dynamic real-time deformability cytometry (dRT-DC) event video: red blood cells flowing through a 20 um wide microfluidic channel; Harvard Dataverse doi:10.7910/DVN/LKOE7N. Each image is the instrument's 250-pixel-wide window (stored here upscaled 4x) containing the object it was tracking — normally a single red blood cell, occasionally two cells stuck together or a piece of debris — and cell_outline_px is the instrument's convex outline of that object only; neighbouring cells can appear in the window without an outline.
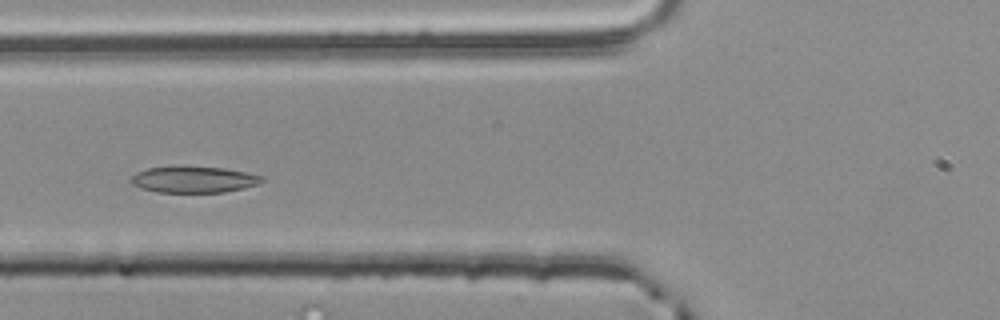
{"species": "common noctule bat (a hibernating species)", "species_latin": "Nyctalus noctula", "temperature_condition": "room temperature", "stored_images_in_passage": 49, "camera_frame_rate_fps": 3000, "um_per_image_px": 0.085, "animal": {"sex": "male", "body_mass_g": 20.4}, "frame": {"image": 1, "passage_image": 15, "time_ms": 4.667, "image_size_px": [1000, 320], "cell_outline_px": [[264, 180], [260, 184], [244, 188], [224, 192], [156, 192], [140, 188], [132, 184], [128, 180], [136, 172], [148, 168], [172, 164], [224, 168], [264, 176]], "centroid_in_image_um": [16.42, 15.23], "position_along_channel_um": 109.4, "area_um2": 20.75}}
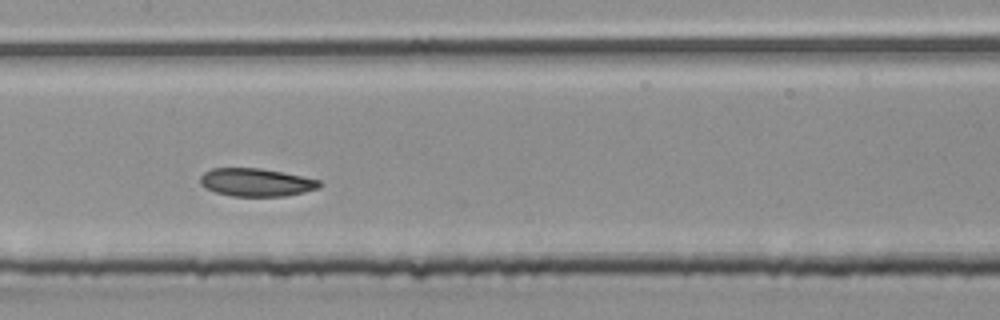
{"frame": {"image": 2, "passage_image": 21, "time_ms": 6.667, "image_size_px": [1000, 320], "cell_outline_px": [[324, 184], [320, 188], [304, 192], [284, 196], [232, 196], [216, 192], [204, 188], [200, 184], [200, 176], [204, 172], [212, 168], [260, 168], [284, 172], [320, 180]], "centroid_in_image_um": [21.79, 15.49], "position_along_channel_um": 185.6, "area_um2": 19.65}}
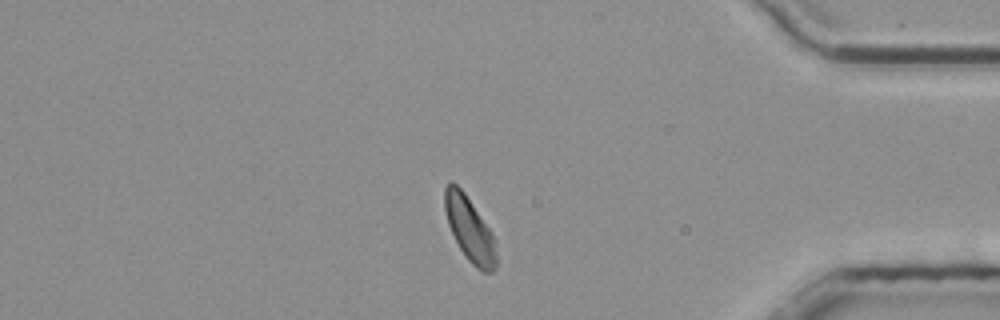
{"frame": {"image": 3, "passage_image": 40, "time_ms": 13.0, "image_size_px": [1000, 320], "cell_outline_px": [[496, 268], [492, 272], [484, 272], [476, 268], [468, 260], [460, 248], [448, 224], [444, 208], [444, 188], [452, 180], [464, 192], [492, 232], [496, 240]], "centroid_in_image_um": [39.93, 19.48], "position_along_channel_um": 395.3, "area_um2": 19.31}, "authors_computed_cell_mechanics": {"area_um2": 19.8254, "velocity_mm_per_s": 3.8011, "shape_relaxation_time_tau1_ms": 5.196, "shape_relaxation_time_tau2_ms": null, "deformation_change_tau1": 0.0873, "deformation_change_tau2": null}}